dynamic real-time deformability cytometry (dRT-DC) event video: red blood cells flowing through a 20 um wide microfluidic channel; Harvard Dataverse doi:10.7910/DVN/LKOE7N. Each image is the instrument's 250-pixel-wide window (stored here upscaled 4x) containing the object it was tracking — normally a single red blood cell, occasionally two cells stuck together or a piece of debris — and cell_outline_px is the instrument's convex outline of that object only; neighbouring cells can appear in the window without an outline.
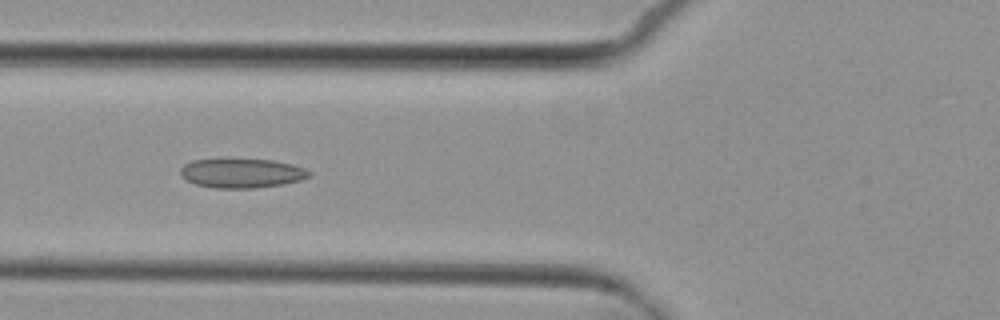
{"species": "common noctule bat (a hibernating species)", "species_latin": "Nyctalus noctula", "temperature_condition": "cold", "stored_images_in_passage": 8, "camera_frame_rate_fps": 3000, "um_per_image_px": 0.085, "animal": {"sex": "female", "body_mass_g": 29.2, "forearm_length_mm": 56.3}, "frame": {"image": 1, "passage_image": 3, "time_ms": 2.333, "image_size_px": [1000, 320], "cell_outline_px": [[312, 176], [300, 180], [284, 184], [256, 188], [212, 188], [196, 184], [180, 176], [180, 168], [184, 164], [192, 160], [272, 160], [292, 164], [304, 168], [312, 172]], "centroid_in_image_um": [20.57, 14.73], "position_along_channel_um": 105.2, "area_um2": 21.91}}
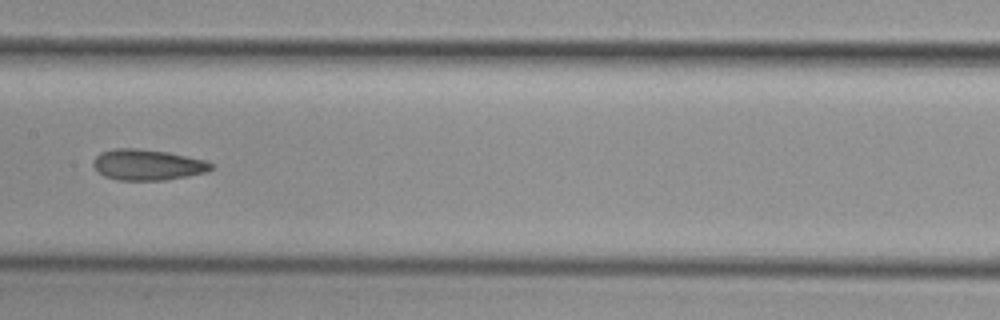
{"frame": {"image": 2, "passage_image": 5, "time_ms": 4.667, "image_size_px": [1000, 320], "cell_outline_px": [[216, 164], [208, 172], [188, 176], [164, 180], [116, 180], [104, 176], [92, 164], [92, 160], [100, 152], [116, 148], [136, 148], [168, 152], [204, 160]], "centroid_in_image_um": [12.55, 14.0], "position_along_channel_um": 194.9, "area_um2": 21.27}}
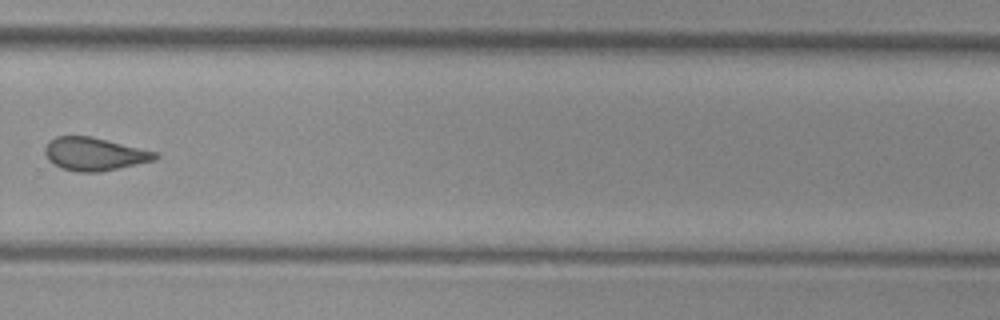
{"frame": {"image": 3, "passage_image": 8, "time_ms": 8.0, "image_size_px": [1000, 320], "cell_outline_px": [[160, 156], [156, 160], [96, 172], [76, 172], [60, 168], [52, 164], [48, 160], [44, 152], [44, 148], [48, 140], [56, 136], [92, 136], [160, 152]], "centroid_in_image_um": [8.02, 13.08], "position_along_channel_um": 321.8, "area_um2": 21.56}}